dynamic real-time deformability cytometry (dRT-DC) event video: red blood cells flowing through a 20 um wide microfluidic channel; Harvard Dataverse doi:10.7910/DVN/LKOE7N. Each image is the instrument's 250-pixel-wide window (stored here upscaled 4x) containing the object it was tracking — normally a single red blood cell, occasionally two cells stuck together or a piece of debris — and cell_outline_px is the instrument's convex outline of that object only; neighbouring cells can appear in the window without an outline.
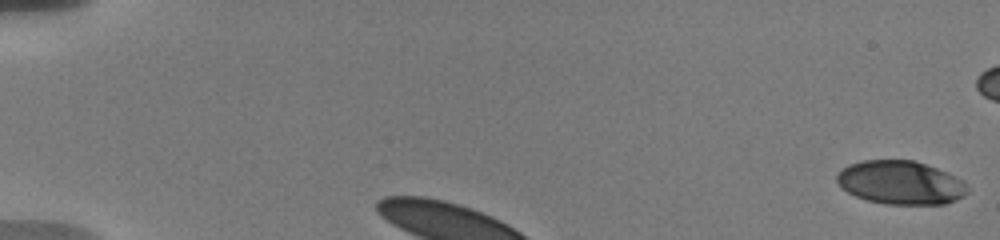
{"species": "human", "species_latin": "Homo sapiens", "temperature_condition": "warm", "stored_images_in_passage": 28, "camera_frame_rate_fps": 3000, "um_per_image_px": 0.085, "donor": {"sex": "male"}, "frame": {"image": 1, "passage_image": 1, "time_ms": 0.0, "image_size_px": [1000, 240], "cell_outline_px": [[968, 192], [964, 196], [956, 200], [944, 204], [884, 204], [868, 200], [856, 196], [840, 188], [836, 180], [836, 176], [848, 164], [864, 160], [916, 160], [948, 172], [964, 180], [968, 188]], "centroid_in_image_um": [76.58, 15.52], "position_along_channel_um": 8.4, "area_um2": 33.41}}
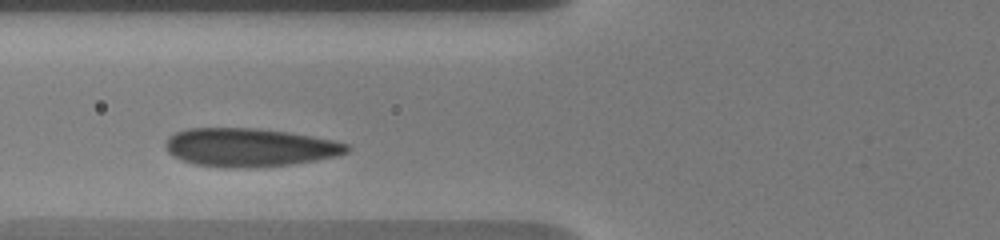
{"frame": {"image": 2, "passage_image": 12, "time_ms": 2.667, "image_size_px": [1000, 240], "cell_outline_px": [[352, 148], [348, 152], [336, 156], [316, 160], [292, 164], [248, 168], [224, 168], [196, 164], [172, 156], [164, 148], [164, 144], [168, 136], [176, 132], [188, 128], [260, 128], [288, 132], [312, 136], [332, 140], [348, 144]], "centroid_in_image_um": [21.2, 12.53], "position_along_channel_um": 104.6, "area_um2": 40.86}}
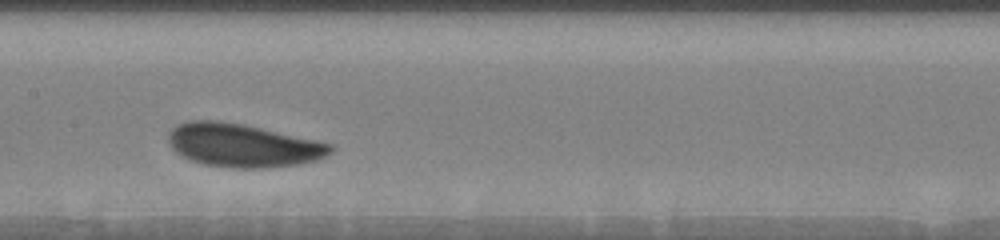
{"frame": {"image": 3, "passage_image": 27, "time_ms": 5.0, "image_size_px": [1000, 240], "cell_outline_px": [[336, 148], [332, 152], [316, 160], [300, 164], [264, 168], [232, 168], [204, 164], [188, 160], [176, 152], [172, 148], [168, 140], [168, 132], [176, 124], [188, 120], [216, 120], [244, 124], [316, 140], [332, 144]], "centroid_in_image_um": [20.62, 12.35], "position_along_channel_um": 186.8, "area_um2": 41.21}}